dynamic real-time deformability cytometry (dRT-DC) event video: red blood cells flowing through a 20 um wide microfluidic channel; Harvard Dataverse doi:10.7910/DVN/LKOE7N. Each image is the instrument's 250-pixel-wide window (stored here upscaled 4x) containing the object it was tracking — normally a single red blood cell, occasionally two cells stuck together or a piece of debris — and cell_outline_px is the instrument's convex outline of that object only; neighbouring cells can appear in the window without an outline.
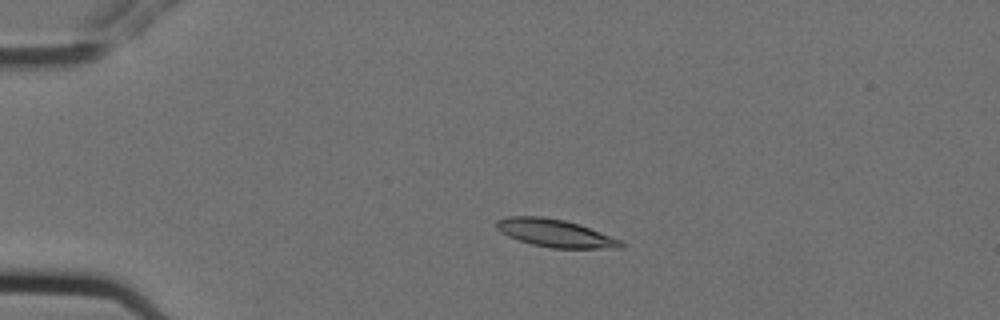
{"species": "Egyptian fruit bat (a non-hibernating species)", "species_latin": "Rousettus aegyptiacus", "temperature_condition": "cold", "stored_images_in_passage": 14, "camera_frame_rate_fps": 3000, "um_per_image_px": 0.085, "animal": {"sex": "female"}, "frame": {"image": 1, "passage_image": 4, "time_ms": 1.0, "image_size_px": [1000, 320], "cell_outline_px": [[624, 248], [552, 248], [532, 244], [508, 236], [500, 232], [496, 228], [496, 220], [508, 216], [540, 216], [564, 220], [580, 224], [620, 240], [624, 244]], "centroid_in_image_um": [47.17, 19.81], "position_along_channel_um": 37.8, "area_um2": 20.0}}
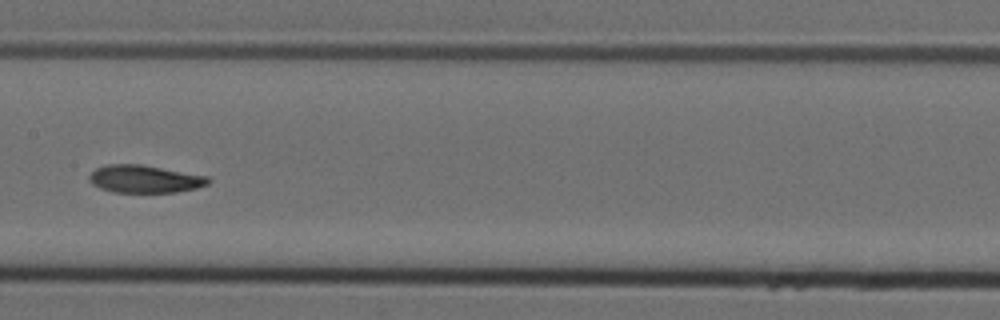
{"frame": {"image": 2, "passage_image": 8, "time_ms": 2.333, "image_size_px": [1000, 320], "cell_outline_px": [[212, 180], [208, 184], [196, 188], [176, 192], [112, 192], [100, 188], [92, 184], [88, 180], [88, 176], [96, 168], [108, 164], [140, 164], [208, 176]], "centroid_in_image_um": [12.29, 15.21], "position_along_channel_um": 195.1, "area_um2": 19.19}}
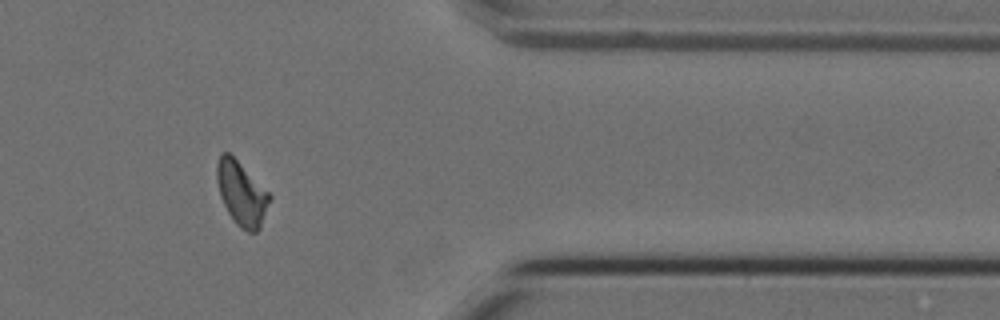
{"frame": {"image": 3, "passage_image": 13, "time_ms": 4.0, "image_size_px": [1000, 320], "cell_outline_px": [[272, 196], [260, 228], [256, 232], [248, 232], [240, 228], [236, 224], [228, 212], [220, 196], [216, 180], [216, 164], [220, 152], [228, 152]], "centroid_in_image_um": [20.51, 16.46], "position_along_channel_um": 390.9, "area_um2": 19.42}}